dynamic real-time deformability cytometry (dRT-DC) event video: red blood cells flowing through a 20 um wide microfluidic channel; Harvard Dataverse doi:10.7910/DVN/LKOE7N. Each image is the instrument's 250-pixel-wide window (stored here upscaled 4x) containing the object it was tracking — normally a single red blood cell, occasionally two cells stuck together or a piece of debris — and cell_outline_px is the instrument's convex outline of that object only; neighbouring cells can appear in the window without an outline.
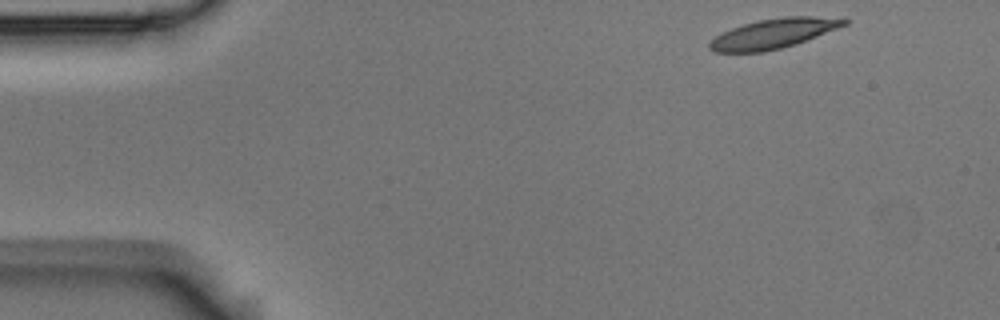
{"species": "Egyptian fruit bat (a non-hibernating species)", "species_latin": "Rousettus aegyptiacus", "temperature_condition": "room temperature", "stored_images_in_passage": 5, "camera_frame_rate_fps": 3000, "um_per_image_px": 0.085, "animal": {"sex": "male"}, "frame": {"image": 1, "passage_image": 1, "time_ms": 0.0, "image_size_px": [1000, 320], "cell_outline_px": [[852, 20], [848, 24], [796, 44], [764, 52], [712, 52], [708, 48], [708, 44], [716, 36], [732, 28], [756, 20], [784, 16], [844, 16]], "centroid_in_image_um": [65.84, 2.82], "position_along_channel_um": 19.2, "area_um2": 23.7}}
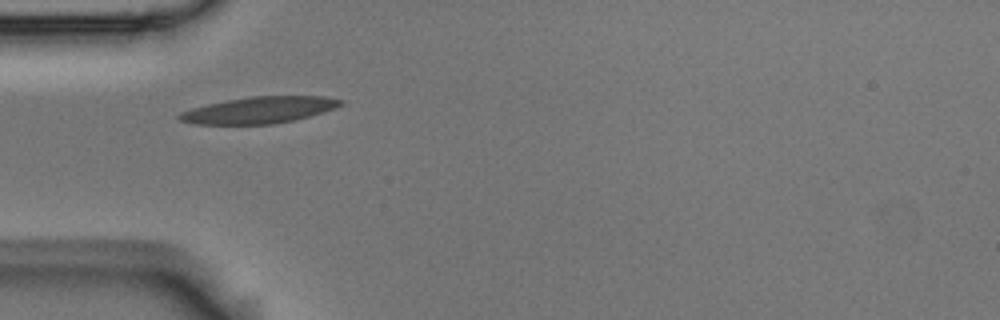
{"frame": {"image": 2, "passage_image": 4, "time_ms": 1.0, "image_size_px": [1000, 320], "cell_outline_px": [[344, 104], [336, 108], [308, 116], [292, 120], [272, 124], [192, 124], [180, 120], [176, 116], [180, 112], [192, 108], [208, 104], [228, 100], [252, 96], [324, 96], [344, 100]], "centroid_in_image_um": [22.03, 9.35], "position_along_channel_um": 63.0, "area_um2": 24.8}}
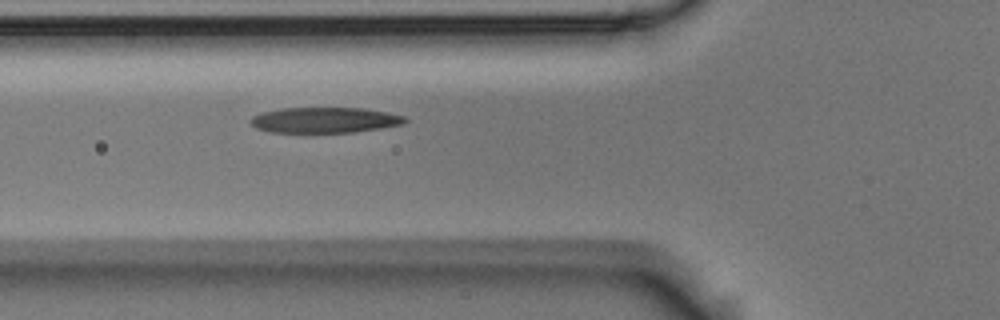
{"frame": {"image": 3, "passage_image": 5, "time_ms": 1.333, "image_size_px": [1000, 320], "cell_outline_px": [[408, 120], [404, 124], [380, 128], [352, 132], [304, 136], [268, 132], [256, 128], [248, 120], [252, 116], [260, 112], [280, 108], [364, 108], [388, 112], [404, 116]], "centroid_in_image_um": [27.5, 10.25], "position_along_channel_um": 98.3, "area_um2": 24.33}}